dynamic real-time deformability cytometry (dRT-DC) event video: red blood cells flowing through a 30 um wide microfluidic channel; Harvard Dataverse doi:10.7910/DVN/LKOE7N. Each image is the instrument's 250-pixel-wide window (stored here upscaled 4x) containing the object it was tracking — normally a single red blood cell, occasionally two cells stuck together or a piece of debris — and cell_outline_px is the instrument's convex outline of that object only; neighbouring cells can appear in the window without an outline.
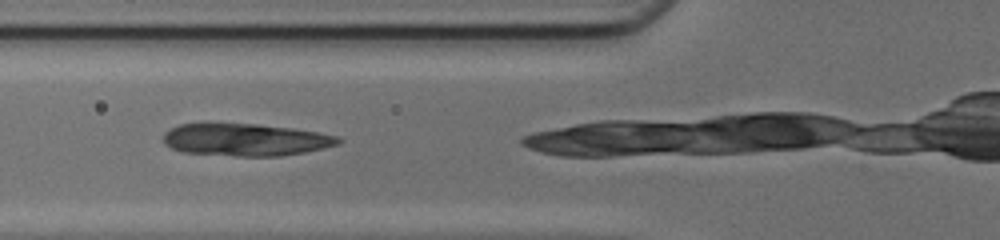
{"species": "common noctule bat (a hibernating species)", "species_latin": "Nyctalus noctula", "temperature_condition": "cold", "stored_images_in_passage": 9, "camera_frame_rate_fps": 3000, "um_per_image_px": 0.085, "animal": {"sex": "female", "body_mass_g": 17.0, "forearm_length_mm": 48.0}, "frame": {"image": 1, "passage_image": 3, "time_ms": 0.667, "image_size_px": [1000, 240], "cell_outline_px": [[344, 140], [340, 144], [304, 152], [280, 156], [236, 156], [180, 152], [164, 144], [164, 132], [180, 124], [204, 120], [256, 124], [292, 128], [320, 132], [336, 136]], "centroid_in_image_um": [20.8, 11.84], "position_along_channel_um": 105.0, "area_um2": 33.99}}
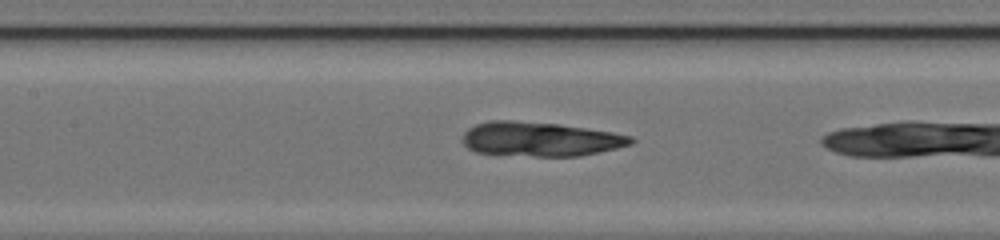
{"frame": {"image": 2, "passage_image": 7, "time_ms": 2.0, "image_size_px": [1000, 240], "cell_outline_px": [[636, 140], [632, 144], [616, 148], [580, 156], [496, 156], [476, 152], [468, 148], [464, 144], [464, 132], [468, 128], [476, 124], [488, 120], [512, 120], [560, 124], [612, 132], [632, 136]], "centroid_in_image_um": [45.88, 11.83], "position_along_channel_um": 161.5, "area_um2": 34.16}}